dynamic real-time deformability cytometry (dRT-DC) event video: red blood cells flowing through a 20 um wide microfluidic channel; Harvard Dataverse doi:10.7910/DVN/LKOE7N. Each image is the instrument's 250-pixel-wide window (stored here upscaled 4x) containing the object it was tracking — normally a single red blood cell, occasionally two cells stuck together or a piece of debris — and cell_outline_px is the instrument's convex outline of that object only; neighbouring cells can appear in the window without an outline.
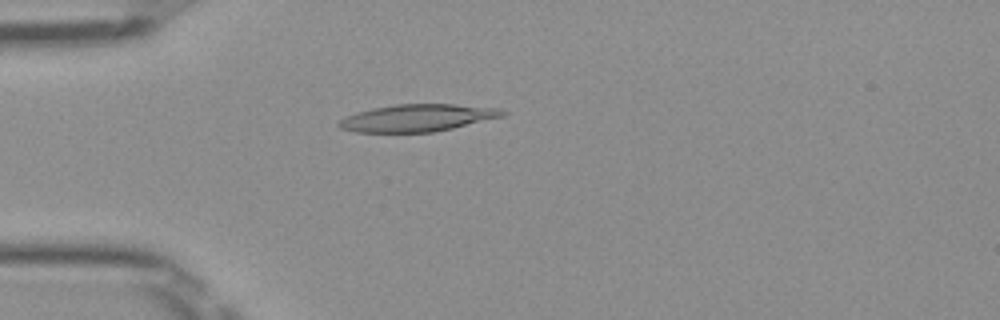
{"species": "Egyptian fruit bat (a non-hibernating species)", "species_latin": "Rousettus aegyptiacus", "temperature_condition": "room temperature", "stored_images_in_passage": 50, "camera_frame_rate_fps": 3000, "um_per_image_px": 0.085, "frame": {"image": 1, "passage_image": 14, "time_ms": 4.333, "image_size_px": [1000, 320], "cell_outline_px": [[508, 112], [504, 116], [452, 128], [432, 132], [356, 132], [340, 128], [336, 124], [340, 120], [356, 112], [372, 108], [396, 104], [456, 104], [500, 108]], "centroid_in_image_um": [35.5, 10.01], "position_along_channel_um": 49.5, "area_um2": 25.89}}
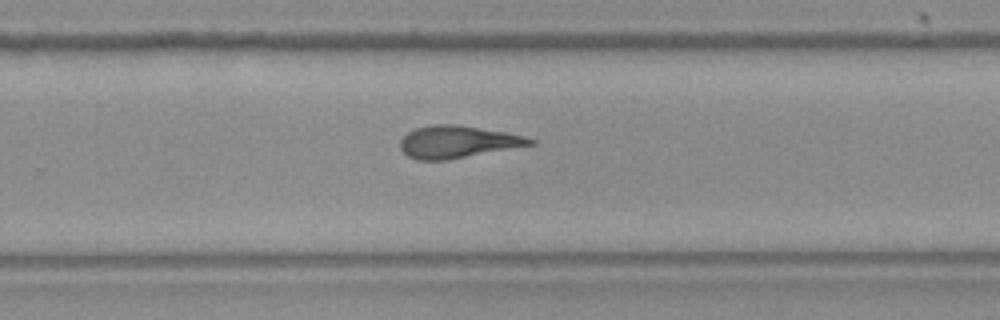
{"frame": {"image": 2, "passage_image": 33, "time_ms": 10.667, "image_size_px": [1000, 320], "cell_outline_px": [[536, 144], [444, 160], [416, 160], [408, 156], [400, 148], [400, 140], [408, 132], [416, 128], [432, 124], [452, 124], [504, 132], [524, 136], [536, 140]], "centroid_in_image_um": [38.87, 12.06], "position_along_channel_um": 290.9, "area_um2": 24.04}}
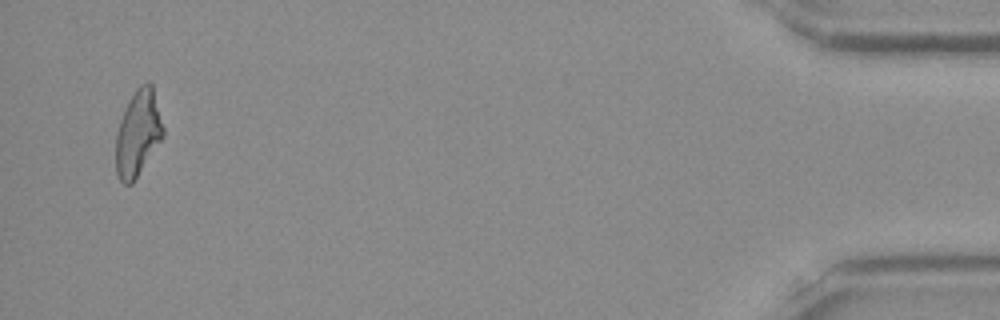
{"frame": {"image": 3, "passage_image": 49, "time_ms": 16.0, "image_size_px": [1000, 320], "cell_outline_px": [[164, 136], [132, 184], [124, 184], [120, 180], [116, 172], [116, 132], [124, 108], [128, 100], [136, 88], [140, 84], [152, 84], [164, 128]], "centroid_in_image_um": [11.72, 11.33], "position_along_channel_um": 423.5, "area_um2": 23.64}, "authors_computed_cell_mechanics": {"area_um2": 24.565, "velocity_mm_per_s": 4.0174, "shape_relaxation_time_tau1_ms": 7.4704, "shape_relaxation_time_tau2_ms": 2.3048, "deformation_change_tau1": 0.2491, "deformation_change_tau2": 0.1298}}